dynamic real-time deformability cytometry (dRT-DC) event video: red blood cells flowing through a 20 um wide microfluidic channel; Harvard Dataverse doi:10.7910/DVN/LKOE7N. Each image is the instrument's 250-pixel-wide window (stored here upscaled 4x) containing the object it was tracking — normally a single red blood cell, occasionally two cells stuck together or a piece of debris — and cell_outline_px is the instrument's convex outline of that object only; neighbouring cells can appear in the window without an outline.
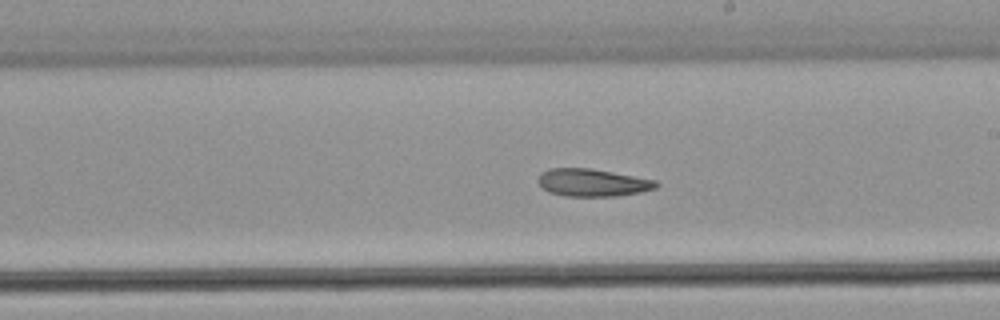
{"species": "common noctule bat (a hibernating species)", "species_latin": "Nyctalus noctula", "temperature_condition": "warm", "stored_images_in_passage": 27, "camera_frame_rate_fps": 3000, "um_per_image_px": 0.085, "animal": {"sex": "male", "body_mass_g": 21.5, "forearm_length_mm": 52.0}, "frame": {"image": 1, "passage_image": 16, "time_ms": 5.0, "image_size_px": [1000, 320], "cell_outline_px": [[660, 184], [656, 188], [640, 192], [616, 196], [564, 196], [548, 192], [540, 184], [540, 172], [548, 168], [588, 168], [656, 180]], "centroid_in_image_um": [50.37, 15.52], "position_along_channel_um": 238.6, "area_um2": 18.79}}
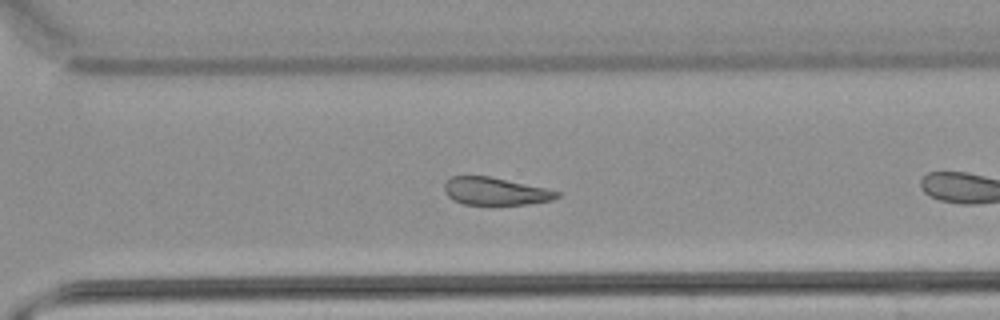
{"frame": {"image": 2, "passage_image": 23, "time_ms": 7.333, "image_size_px": [1000, 320], "cell_outline_px": [[560, 196], [552, 200], [524, 204], [464, 204], [452, 200], [444, 192], [444, 184], [452, 176], [488, 176], [544, 188], [560, 192]], "centroid_in_image_um": [42.06, 16.26], "position_along_channel_um": 328.5, "area_um2": 17.8}}